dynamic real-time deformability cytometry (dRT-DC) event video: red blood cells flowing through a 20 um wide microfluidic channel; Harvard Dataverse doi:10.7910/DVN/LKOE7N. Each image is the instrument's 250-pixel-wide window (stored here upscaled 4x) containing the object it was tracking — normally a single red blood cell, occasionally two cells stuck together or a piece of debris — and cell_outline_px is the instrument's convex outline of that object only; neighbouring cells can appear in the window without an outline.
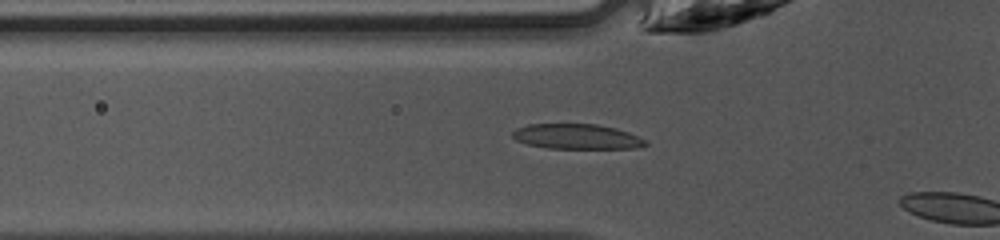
{"species": "common noctule bat (a hibernating species)", "species_latin": "Nyctalus noctula", "temperature_condition": "warm", "stored_images_in_passage": 10, "camera_frame_rate_fps": 3000, "um_per_image_px": 0.085, "animal": {"sex": "female", "body_mass_g": 10.0, "forearm_length_mm": 53.1}, "frame": {"image": 1, "passage_image": 9, "time_ms": 2.667, "image_size_px": [1000, 240], "cell_outline_px": [[648, 144], [640, 148], [548, 148], [528, 144], [516, 140], [512, 136], [512, 132], [516, 128], [528, 124], [596, 124], [616, 128], [628, 132], [648, 140]], "centroid_in_image_um": [49.06, 11.6], "position_along_channel_um": 76.7, "area_um2": 19.48}}